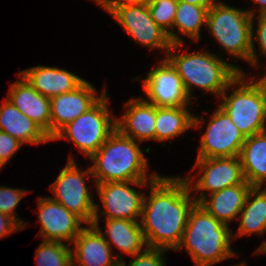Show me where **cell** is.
Segmentation results:
<instances>
[{"label": "cell", "mask_w": 266, "mask_h": 266, "mask_svg": "<svg viewBox=\"0 0 266 266\" xmlns=\"http://www.w3.org/2000/svg\"><path fill=\"white\" fill-rule=\"evenodd\" d=\"M251 187L244 206L239 213L240 224L238 233L232 235L237 238L241 235L263 234L266 232V187Z\"/></svg>", "instance_id": "25"}, {"label": "cell", "mask_w": 266, "mask_h": 266, "mask_svg": "<svg viewBox=\"0 0 266 266\" xmlns=\"http://www.w3.org/2000/svg\"><path fill=\"white\" fill-rule=\"evenodd\" d=\"M186 106L157 107L155 120V141L162 142L183 134L192 127L200 128L203 123L194 117Z\"/></svg>", "instance_id": "24"}, {"label": "cell", "mask_w": 266, "mask_h": 266, "mask_svg": "<svg viewBox=\"0 0 266 266\" xmlns=\"http://www.w3.org/2000/svg\"><path fill=\"white\" fill-rule=\"evenodd\" d=\"M233 266H247L245 262L239 263L237 265H233Z\"/></svg>", "instance_id": "39"}, {"label": "cell", "mask_w": 266, "mask_h": 266, "mask_svg": "<svg viewBox=\"0 0 266 266\" xmlns=\"http://www.w3.org/2000/svg\"><path fill=\"white\" fill-rule=\"evenodd\" d=\"M246 137L232 123L228 114L219 107L207 124L200 140L197 158H222L239 156Z\"/></svg>", "instance_id": "10"}, {"label": "cell", "mask_w": 266, "mask_h": 266, "mask_svg": "<svg viewBox=\"0 0 266 266\" xmlns=\"http://www.w3.org/2000/svg\"><path fill=\"white\" fill-rule=\"evenodd\" d=\"M108 98L105 93L93 107L74 121L67 123L51 139L71 140L84 155L90 158L116 129L115 116L110 115L107 106Z\"/></svg>", "instance_id": "7"}, {"label": "cell", "mask_w": 266, "mask_h": 266, "mask_svg": "<svg viewBox=\"0 0 266 266\" xmlns=\"http://www.w3.org/2000/svg\"><path fill=\"white\" fill-rule=\"evenodd\" d=\"M232 231L202 205L196 203L190 211L188 222L176 250L184 247L195 266H212L225 259L237 257L231 249Z\"/></svg>", "instance_id": "3"}, {"label": "cell", "mask_w": 266, "mask_h": 266, "mask_svg": "<svg viewBox=\"0 0 266 266\" xmlns=\"http://www.w3.org/2000/svg\"><path fill=\"white\" fill-rule=\"evenodd\" d=\"M148 10L154 22L168 33L172 44H184L178 33L172 30L177 10V0H148Z\"/></svg>", "instance_id": "27"}, {"label": "cell", "mask_w": 266, "mask_h": 266, "mask_svg": "<svg viewBox=\"0 0 266 266\" xmlns=\"http://www.w3.org/2000/svg\"><path fill=\"white\" fill-rule=\"evenodd\" d=\"M37 203L38 220L41 223L39 236L44 241H69V245H72L74 239L85 228L81 227L85 222L50 197H39Z\"/></svg>", "instance_id": "14"}, {"label": "cell", "mask_w": 266, "mask_h": 266, "mask_svg": "<svg viewBox=\"0 0 266 266\" xmlns=\"http://www.w3.org/2000/svg\"><path fill=\"white\" fill-rule=\"evenodd\" d=\"M21 229L23 227L13 217L0 213V239Z\"/></svg>", "instance_id": "33"}, {"label": "cell", "mask_w": 266, "mask_h": 266, "mask_svg": "<svg viewBox=\"0 0 266 266\" xmlns=\"http://www.w3.org/2000/svg\"><path fill=\"white\" fill-rule=\"evenodd\" d=\"M95 184L105 182L154 181L159 174L147 176L148 160L138 142L117 128L89 158Z\"/></svg>", "instance_id": "2"}, {"label": "cell", "mask_w": 266, "mask_h": 266, "mask_svg": "<svg viewBox=\"0 0 266 266\" xmlns=\"http://www.w3.org/2000/svg\"><path fill=\"white\" fill-rule=\"evenodd\" d=\"M259 19L257 21V30L254 29V17H252V51H251V57L250 62L251 65H254V67L257 66L258 62V56L256 54V50L254 47V40L253 38L256 37V40L258 41V46L260 48V51L262 55L264 54L266 56V13H261L259 16H257ZM255 30L257 31L256 36H254Z\"/></svg>", "instance_id": "31"}, {"label": "cell", "mask_w": 266, "mask_h": 266, "mask_svg": "<svg viewBox=\"0 0 266 266\" xmlns=\"http://www.w3.org/2000/svg\"><path fill=\"white\" fill-rule=\"evenodd\" d=\"M111 16L134 41L150 49L158 48L166 53L169 51L172 43L168 33L151 18L147 2L120 7Z\"/></svg>", "instance_id": "11"}, {"label": "cell", "mask_w": 266, "mask_h": 266, "mask_svg": "<svg viewBox=\"0 0 266 266\" xmlns=\"http://www.w3.org/2000/svg\"><path fill=\"white\" fill-rule=\"evenodd\" d=\"M167 251L161 248L145 249L139 254L134 255L127 266H166L163 255Z\"/></svg>", "instance_id": "30"}, {"label": "cell", "mask_w": 266, "mask_h": 266, "mask_svg": "<svg viewBox=\"0 0 266 266\" xmlns=\"http://www.w3.org/2000/svg\"><path fill=\"white\" fill-rule=\"evenodd\" d=\"M195 168L199 169L198 174L202 173L200 178L196 180L195 186H191L195 178L192 176L185 177L189 183L191 190L200 191L201 194L195 201L200 203L207 194H209L238 184H249L244 177L241 162L238 156L222 157V158H197ZM193 187V188H192Z\"/></svg>", "instance_id": "9"}, {"label": "cell", "mask_w": 266, "mask_h": 266, "mask_svg": "<svg viewBox=\"0 0 266 266\" xmlns=\"http://www.w3.org/2000/svg\"><path fill=\"white\" fill-rule=\"evenodd\" d=\"M0 131L18 139L23 144L34 145L52 141L38 124L21 113L8 99H5L0 107Z\"/></svg>", "instance_id": "20"}, {"label": "cell", "mask_w": 266, "mask_h": 266, "mask_svg": "<svg viewBox=\"0 0 266 266\" xmlns=\"http://www.w3.org/2000/svg\"><path fill=\"white\" fill-rule=\"evenodd\" d=\"M153 181L105 182L96 184L97 191L104 206L102 215L105 219L140 220L145 193H138L130 187H146Z\"/></svg>", "instance_id": "12"}, {"label": "cell", "mask_w": 266, "mask_h": 266, "mask_svg": "<svg viewBox=\"0 0 266 266\" xmlns=\"http://www.w3.org/2000/svg\"><path fill=\"white\" fill-rule=\"evenodd\" d=\"M27 193L28 191H25L24 189H14L0 185V213L13 217L23 229H25L26 224H24L14 212L19 205L21 198Z\"/></svg>", "instance_id": "29"}, {"label": "cell", "mask_w": 266, "mask_h": 266, "mask_svg": "<svg viewBox=\"0 0 266 266\" xmlns=\"http://www.w3.org/2000/svg\"><path fill=\"white\" fill-rule=\"evenodd\" d=\"M245 80L243 72L229 84L220 96L219 107L245 137H250L266 131V75L257 81ZM234 85L238 87L228 96L226 90Z\"/></svg>", "instance_id": "5"}, {"label": "cell", "mask_w": 266, "mask_h": 266, "mask_svg": "<svg viewBox=\"0 0 266 266\" xmlns=\"http://www.w3.org/2000/svg\"><path fill=\"white\" fill-rule=\"evenodd\" d=\"M29 84L47 98L78 88L85 79L57 67L35 66L19 72Z\"/></svg>", "instance_id": "18"}, {"label": "cell", "mask_w": 266, "mask_h": 266, "mask_svg": "<svg viewBox=\"0 0 266 266\" xmlns=\"http://www.w3.org/2000/svg\"><path fill=\"white\" fill-rule=\"evenodd\" d=\"M11 84L7 99L50 136V98L38 93L20 74Z\"/></svg>", "instance_id": "17"}, {"label": "cell", "mask_w": 266, "mask_h": 266, "mask_svg": "<svg viewBox=\"0 0 266 266\" xmlns=\"http://www.w3.org/2000/svg\"><path fill=\"white\" fill-rule=\"evenodd\" d=\"M106 231L102 232V228L98 223L92 225L100 232L105 241L111 247L115 244L122 253L134 256L142 252L146 246L140 223L137 220L127 219H105Z\"/></svg>", "instance_id": "21"}, {"label": "cell", "mask_w": 266, "mask_h": 266, "mask_svg": "<svg viewBox=\"0 0 266 266\" xmlns=\"http://www.w3.org/2000/svg\"><path fill=\"white\" fill-rule=\"evenodd\" d=\"M93 1H96L98 5L102 6V8L106 10V12L112 14L115 10L119 9L120 7L146 3L148 0H93Z\"/></svg>", "instance_id": "34"}, {"label": "cell", "mask_w": 266, "mask_h": 266, "mask_svg": "<svg viewBox=\"0 0 266 266\" xmlns=\"http://www.w3.org/2000/svg\"><path fill=\"white\" fill-rule=\"evenodd\" d=\"M123 261H124L123 258H117L108 266H127L125 264V261L124 262Z\"/></svg>", "instance_id": "37"}, {"label": "cell", "mask_w": 266, "mask_h": 266, "mask_svg": "<svg viewBox=\"0 0 266 266\" xmlns=\"http://www.w3.org/2000/svg\"><path fill=\"white\" fill-rule=\"evenodd\" d=\"M22 144L23 143H21L18 139L0 131V161L4 166L14 153L19 150Z\"/></svg>", "instance_id": "32"}, {"label": "cell", "mask_w": 266, "mask_h": 266, "mask_svg": "<svg viewBox=\"0 0 266 266\" xmlns=\"http://www.w3.org/2000/svg\"><path fill=\"white\" fill-rule=\"evenodd\" d=\"M143 90L148 101L157 107H184L192 105L182 79L172 67L163 59L157 67L148 72L143 80Z\"/></svg>", "instance_id": "13"}, {"label": "cell", "mask_w": 266, "mask_h": 266, "mask_svg": "<svg viewBox=\"0 0 266 266\" xmlns=\"http://www.w3.org/2000/svg\"><path fill=\"white\" fill-rule=\"evenodd\" d=\"M255 12L254 9L243 11L223 2H214L208 10L206 26L228 54L250 62Z\"/></svg>", "instance_id": "6"}, {"label": "cell", "mask_w": 266, "mask_h": 266, "mask_svg": "<svg viewBox=\"0 0 266 266\" xmlns=\"http://www.w3.org/2000/svg\"><path fill=\"white\" fill-rule=\"evenodd\" d=\"M88 226L72 243L75 245L74 252L72 251L73 266H108L115 259L123 258L120 254L112 255V247L104 236L93 225Z\"/></svg>", "instance_id": "19"}, {"label": "cell", "mask_w": 266, "mask_h": 266, "mask_svg": "<svg viewBox=\"0 0 266 266\" xmlns=\"http://www.w3.org/2000/svg\"><path fill=\"white\" fill-rule=\"evenodd\" d=\"M182 45L172 44L165 59L182 79L190 99L192 98L193 86L220 97L229 84L240 73H243L240 67L223 61L220 55L216 56L209 51L175 54V51Z\"/></svg>", "instance_id": "4"}, {"label": "cell", "mask_w": 266, "mask_h": 266, "mask_svg": "<svg viewBox=\"0 0 266 266\" xmlns=\"http://www.w3.org/2000/svg\"><path fill=\"white\" fill-rule=\"evenodd\" d=\"M69 158L67 165L49 188L55 194V197L50 198L76 214L87 225L99 223V204L94 203L85 184V178L92 176L91 169L79 171L74 158Z\"/></svg>", "instance_id": "8"}, {"label": "cell", "mask_w": 266, "mask_h": 266, "mask_svg": "<svg viewBox=\"0 0 266 266\" xmlns=\"http://www.w3.org/2000/svg\"><path fill=\"white\" fill-rule=\"evenodd\" d=\"M245 180L252 187L266 182V131L246 137L239 153Z\"/></svg>", "instance_id": "23"}, {"label": "cell", "mask_w": 266, "mask_h": 266, "mask_svg": "<svg viewBox=\"0 0 266 266\" xmlns=\"http://www.w3.org/2000/svg\"><path fill=\"white\" fill-rule=\"evenodd\" d=\"M105 93L104 87L100 96H97V90L85 80L75 90L50 98V137L67 123L87 112Z\"/></svg>", "instance_id": "15"}, {"label": "cell", "mask_w": 266, "mask_h": 266, "mask_svg": "<svg viewBox=\"0 0 266 266\" xmlns=\"http://www.w3.org/2000/svg\"><path fill=\"white\" fill-rule=\"evenodd\" d=\"M211 6H198L179 2L172 29L177 28L180 34L199 41L202 25L206 26L208 10Z\"/></svg>", "instance_id": "26"}, {"label": "cell", "mask_w": 266, "mask_h": 266, "mask_svg": "<svg viewBox=\"0 0 266 266\" xmlns=\"http://www.w3.org/2000/svg\"><path fill=\"white\" fill-rule=\"evenodd\" d=\"M179 2L191 3L198 6H212L215 0H177Z\"/></svg>", "instance_id": "35"}, {"label": "cell", "mask_w": 266, "mask_h": 266, "mask_svg": "<svg viewBox=\"0 0 266 266\" xmlns=\"http://www.w3.org/2000/svg\"><path fill=\"white\" fill-rule=\"evenodd\" d=\"M125 108L121 119H116V128L137 142L155 141L156 106L142 98H131Z\"/></svg>", "instance_id": "16"}, {"label": "cell", "mask_w": 266, "mask_h": 266, "mask_svg": "<svg viewBox=\"0 0 266 266\" xmlns=\"http://www.w3.org/2000/svg\"><path fill=\"white\" fill-rule=\"evenodd\" d=\"M257 253L266 254V241L258 248Z\"/></svg>", "instance_id": "38"}, {"label": "cell", "mask_w": 266, "mask_h": 266, "mask_svg": "<svg viewBox=\"0 0 266 266\" xmlns=\"http://www.w3.org/2000/svg\"><path fill=\"white\" fill-rule=\"evenodd\" d=\"M60 241H44L36 249L38 266H73L72 250Z\"/></svg>", "instance_id": "28"}, {"label": "cell", "mask_w": 266, "mask_h": 266, "mask_svg": "<svg viewBox=\"0 0 266 266\" xmlns=\"http://www.w3.org/2000/svg\"><path fill=\"white\" fill-rule=\"evenodd\" d=\"M254 3H257L259 7V14L266 13V0H252Z\"/></svg>", "instance_id": "36"}, {"label": "cell", "mask_w": 266, "mask_h": 266, "mask_svg": "<svg viewBox=\"0 0 266 266\" xmlns=\"http://www.w3.org/2000/svg\"><path fill=\"white\" fill-rule=\"evenodd\" d=\"M251 187L250 184L226 187L210 194V199L206 196L199 204L217 220L228 225L229 221L238 218Z\"/></svg>", "instance_id": "22"}, {"label": "cell", "mask_w": 266, "mask_h": 266, "mask_svg": "<svg viewBox=\"0 0 266 266\" xmlns=\"http://www.w3.org/2000/svg\"><path fill=\"white\" fill-rule=\"evenodd\" d=\"M186 178L158 176L144 196L140 226L146 246L173 249L179 245L191 209L197 203Z\"/></svg>", "instance_id": "1"}]
</instances>
